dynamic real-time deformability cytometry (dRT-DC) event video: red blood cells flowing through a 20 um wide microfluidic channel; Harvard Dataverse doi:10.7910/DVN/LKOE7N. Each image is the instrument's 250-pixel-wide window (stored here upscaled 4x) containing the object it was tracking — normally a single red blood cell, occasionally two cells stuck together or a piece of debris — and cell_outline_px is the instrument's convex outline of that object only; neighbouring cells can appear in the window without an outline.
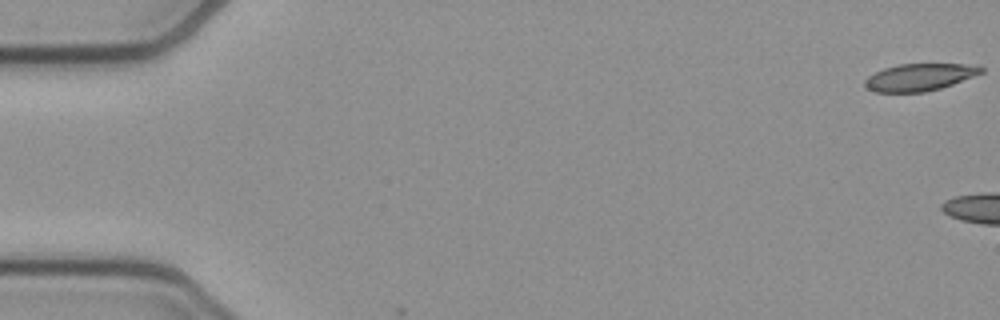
{"species": "common noctule bat (a hibernating species)", "species_latin": "Nyctalus noctula", "temperature_condition": "cold", "stored_images_in_passage": 3, "camera_frame_rate_fps": 3000, "um_per_image_px": 0.085, "animal": {"sex": "female", "body_mass_g": 21.9}, "frame": {"image": 1, "passage_image": 1, "time_ms": 0.0, "image_size_px": [1000, 320], "cell_outline_px": [[984, 72], [952, 84], [940, 88], [924, 92], [876, 92], [868, 88], [864, 84], [864, 80], [868, 76], [884, 68], [900, 64], [964, 64], [984, 68]], "centroid_in_image_um": [78.14, 6.56], "position_along_channel_um": 6.9, "area_um2": 18.15}}